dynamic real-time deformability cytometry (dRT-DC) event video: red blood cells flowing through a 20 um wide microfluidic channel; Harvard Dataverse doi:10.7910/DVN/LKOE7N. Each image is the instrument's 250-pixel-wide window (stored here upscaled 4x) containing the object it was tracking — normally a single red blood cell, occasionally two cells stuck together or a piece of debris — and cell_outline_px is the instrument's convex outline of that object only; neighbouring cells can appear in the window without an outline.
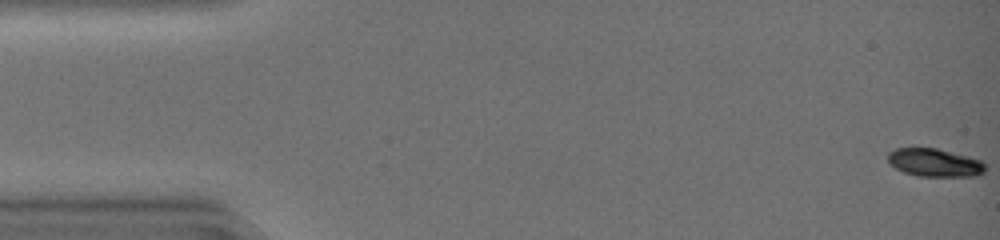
{"species": "common noctule bat (a hibernating species)", "species_latin": "Nyctalus noctula", "temperature_condition": "warm", "stored_images_in_passage": 21, "camera_frame_rate_fps": 3000, "um_per_image_px": 0.085, "animal": {"sex": "female", "body_mass_g": 19.0, "forearm_length_mm": 51.5}, "frame": {"image": 1, "passage_image": 1, "time_ms": 0.0, "image_size_px": [1000, 240], "cell_outline_px": [[984, 172], [976, 176], [916, 176], [904, 172], [896, 168], [888, 160], [888, 152], [896, 148], [936, 148], [984, 160]], "centroid_in_image_um": [79.46, 13.82], "position_along_channel_um": 5.5, "area_um2": 15.9}}
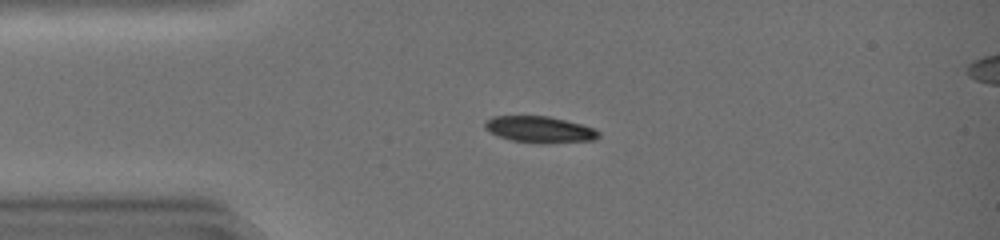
{"frame": {"image": 2, "passage_image": 12, "time_ms": 3.667, "image_size_px": [1000, 240], "cell_outline_px": [[600, 136], [596, 140], [544, 144], [512, 140], [496, 136], [484, 128], [484, 120], [492, 116], [548, 116], [596, 128], [600, 132]], "centroid_in_image_um": [45.87, 11.01], "position_along_channel_um": 39.1, "area_um2": 17.74}}